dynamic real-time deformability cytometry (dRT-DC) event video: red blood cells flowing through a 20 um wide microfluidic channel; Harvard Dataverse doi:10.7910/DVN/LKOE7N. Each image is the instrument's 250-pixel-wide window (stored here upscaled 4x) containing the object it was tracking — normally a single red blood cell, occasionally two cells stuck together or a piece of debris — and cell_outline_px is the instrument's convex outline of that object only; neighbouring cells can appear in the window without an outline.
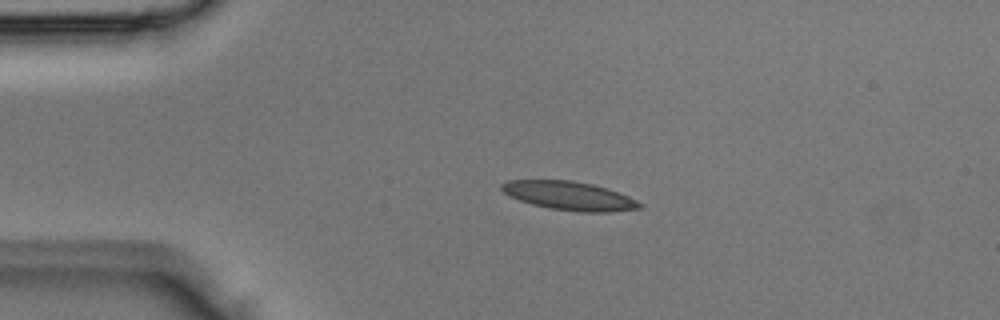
{"species": "Egyptian fruit bat (a non-hibernating species)", "species_latin": "Rousettus aegyptiacus", "temperature_condition": "room temperature", "stored_images_in_passage": 1, "camera_frame_rate_fps": 3000, "um_per_image_px": 0.085, "animal": {"sex": "male"}, "frame": {"image": 1, "passage_image": 1, "time_ms": 0.0, "image_size_px": [1000, 320], "cell_outline_px": [[644, 204], [640, 208], [608, 212], [580, 212], [552, 208], [532, 204], [508, 196], [500, 188], [500, 184], [504, 180], [572, 180], [592, 184], [608, 188], [628, 196]], "centroid_in_image_um": [48.37, 16.63], "position_along_channel_um": 36.6, "area_um2": 23.06}}